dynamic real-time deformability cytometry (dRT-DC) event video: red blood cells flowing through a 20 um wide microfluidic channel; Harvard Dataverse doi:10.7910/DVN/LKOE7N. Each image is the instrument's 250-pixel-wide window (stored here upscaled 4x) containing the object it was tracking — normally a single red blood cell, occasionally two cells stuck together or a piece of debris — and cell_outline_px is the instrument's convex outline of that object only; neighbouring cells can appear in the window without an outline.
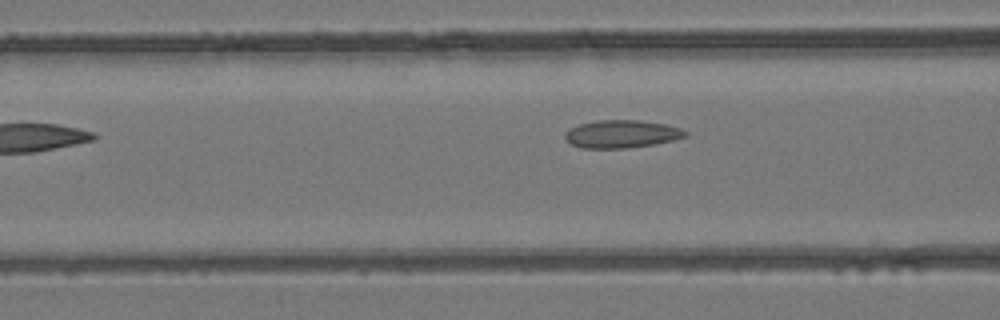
{"species": "common noctule bat (a hibernating species)", "species_latin": "Nyctalus noctula", "temperature_condition": "room temperature", "stored_images_in_passage": 5, "camera_frame_rate_fps": 3000, "um_per_image_px": 0.085, "animal": {"sex": "female", "body_mass_g": 24.6, "forearm_length_mm": 56.2}, "frame": {"image": 1, "passage_image": 5, "time_ms": 1.333, "image_size_px": [1000, 320], "cell_outline_px": [[688, 136], [672, 140], [652, 144], [628, 148], [580, 148], [572, 144], [564, 136], [564, 132], [580, 124], [596, 120], [640, 120], [664, 124], [680, 128], [688, 132]], "centroid_in_image_um": [52.84, 11.39], "position_along_channel_um": 113.8, "area_um2": 19.36}}